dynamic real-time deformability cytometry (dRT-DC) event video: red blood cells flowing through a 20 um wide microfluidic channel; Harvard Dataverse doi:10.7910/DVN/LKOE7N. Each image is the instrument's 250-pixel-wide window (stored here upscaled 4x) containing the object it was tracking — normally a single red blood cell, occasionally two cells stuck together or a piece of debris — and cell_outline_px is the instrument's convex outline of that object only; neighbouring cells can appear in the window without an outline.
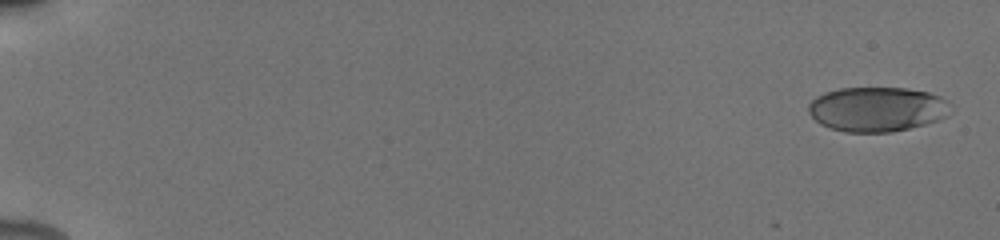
{"species": "human", "species_latin": "Homo sapiens", "temperature_condition": "cold", "stored_images_in_passage": 23, "camera_frame_rate_fps": 3000, "um_per_image_px": 0.085, "donor": {"sex": "male"}, "frame": {"image": 1, "passage_image": 1, "time_ms": 0.0, "image_size_px": [1000, 240], "cell_outline_px": [[952, 104], [948, 116], [924, 124], [892, 132], [844, 132], [820, 124], [808, 112], [808, 104], [816, 96], [824, 92], [840, 88], [904, 88], [928, 92], [940, 96], [948, 100]], "centroid_in_image_um": [74.56, 9.27], "position_along_channel_um": 10.4, "area_um2": 37.11}}
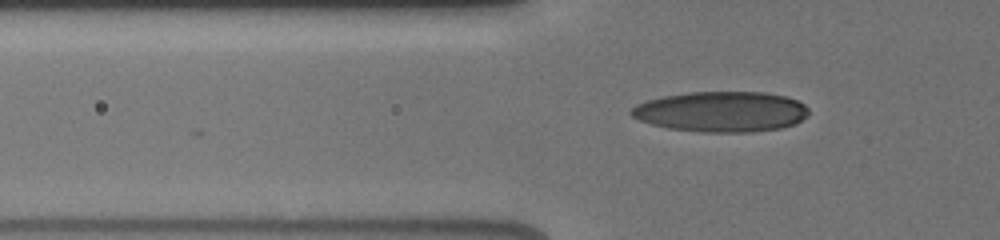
{"frame": {"image": 2, "passage_image": 20, "time_ms": 6.0, "image_size_px": [1000, 240], "cell_outline_px": [[808, 116], [796, 124], [780, 128], [752, 132], [704, 132], [668, 128], [652, 124], [640, 120], [632, 116], [628, 112], [636, 104], [648, 100], [664, 96], [688, 92], [764, 92], [784, 96], [796, 100], [804, 104], [808, 108]], "centroid_in_image_um": [61.32, 9.49], "position_along_channel_um": 64.5, "area_um2": 41.85}}
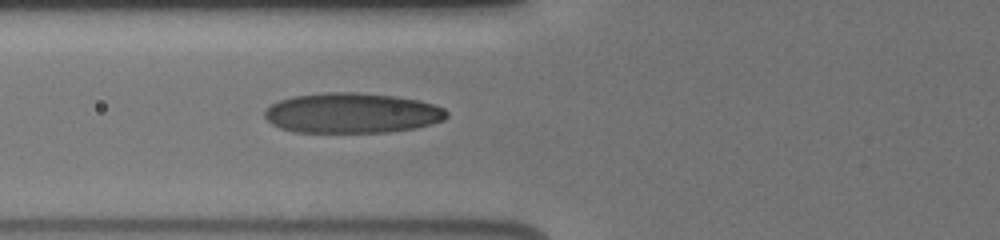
{"frame": {"image": 3, "passage_image": 23, "time_ms": 7.0, "image_size_px": [1000, 240], "cell_outline_px": [[448, 116], [444, 120], [412, 128], [388, 132], [296, 132], [280, 128], [272, 124], [264, 116], [264, 112], [272, 104], [280, 100], [292, 96], [328, 92], [356, 92], [396, 96], [420, 100], [444, 108], [448, 112]], "centroid_in_image_um": [29.92, 9.6], "position_along_channel_um": 95.9, "area_um2": 42.54}}